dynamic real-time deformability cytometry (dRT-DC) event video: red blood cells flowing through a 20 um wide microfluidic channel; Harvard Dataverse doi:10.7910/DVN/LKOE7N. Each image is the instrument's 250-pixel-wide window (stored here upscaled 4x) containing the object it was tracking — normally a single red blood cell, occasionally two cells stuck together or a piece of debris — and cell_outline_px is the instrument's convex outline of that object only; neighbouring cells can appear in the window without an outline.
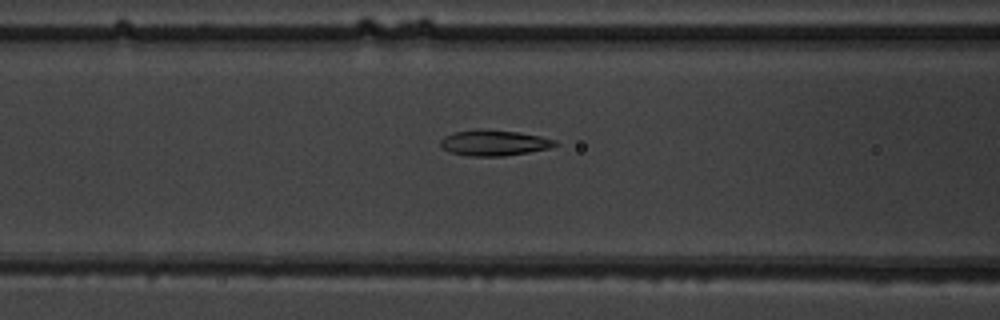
{"species": "common noctule bat (a hibernating species)", "species_latin": "Nyctalus noctula", "temperature_condition": "warm", "stored_images_in_passage": 30, "camera_frame_rate_fps": 3000, "um_per_image_px": 0.085, "animal": {"sex": "male", "body_mass_g": 19.5, "forearm_length_mm": 54.6}, "frame": {"image": 1, "passage_image": 6, "time_ms": 1.667, "image_size_px": [1000, 320], "cell_outline_px": [[560, 144], [548, 148], [528, 152], [504, 156], [468, 156], [448, 152], [440, 144], [440, 140], [444, 136], [456, 132], [480, 128], [484, 128], [520, 132], [540, 136], [556, 140]], "centroid_in_image_um": [41.99, 12.13], "position_along_channel_um": 124.6, "area_um2": 17.34}}
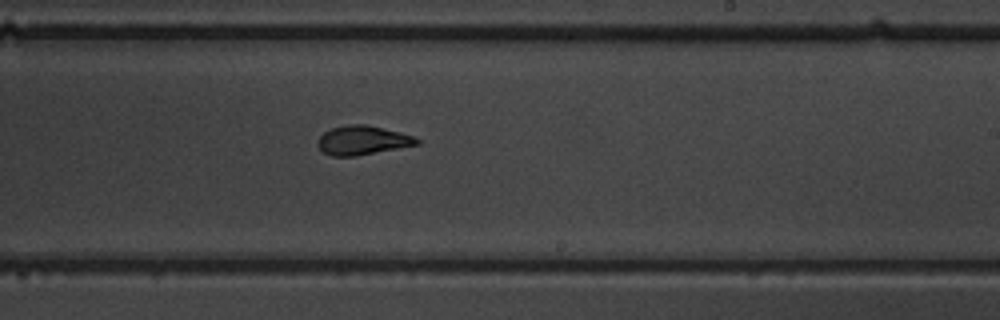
{"frame": {"image": 2, "passage_image": 16, "time_ms": 5.0, "image_size_px": [1000, 320], "cell_outline_px": [[420, 144], [356, 156], [332, 156], [324, 152], [316, 144], [316, 140], [324, 132], [332, 128], [348, 124], [364, 124], [400, 132], [416, 136], [420, 140]], "centroid_in_image_um": [30.82, 11.92], "position_along_channel_um": 258.2, "area_um2": 16.82}}
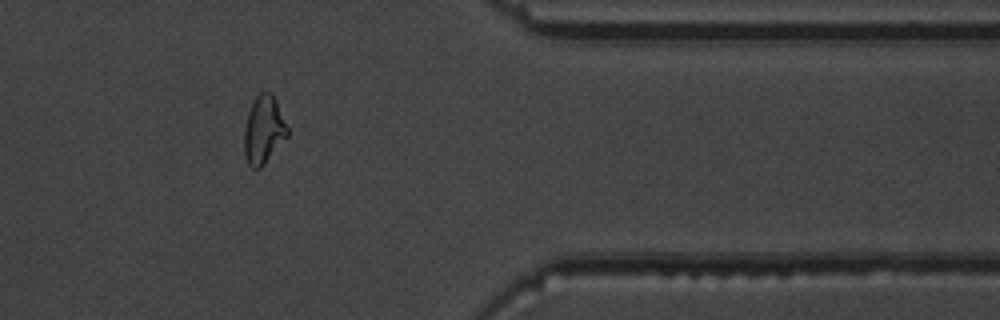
{"frame": {"image": 3, "passage_image": 27, "time_ms": 8.667, "image_size_px": [1000, 320], "cell_outline_px": [[288, 136], [260, 168], [252, 168], [248, 164], [244, 156], [244, 128], [248, 112], [256, 96], [260, 92], [272, 92], [276, 100], [288, 128]], "centroid_in_image_um": [22.4, 11.04], "position_along_channel_um": 389.0, "area_um2": 17.05}, "authors_computed_cell_mechanics": {"area_um2": 16.9932, "velocity_mm_per_s": 4.0123, "shape_relaxation_time_tau1_ms": 5.4713, "shape_relaxation_time_tau2_ms": 1.479, "deformation_change_tau1": 0.1903, "deformation_change_tau2": 0.0807}}